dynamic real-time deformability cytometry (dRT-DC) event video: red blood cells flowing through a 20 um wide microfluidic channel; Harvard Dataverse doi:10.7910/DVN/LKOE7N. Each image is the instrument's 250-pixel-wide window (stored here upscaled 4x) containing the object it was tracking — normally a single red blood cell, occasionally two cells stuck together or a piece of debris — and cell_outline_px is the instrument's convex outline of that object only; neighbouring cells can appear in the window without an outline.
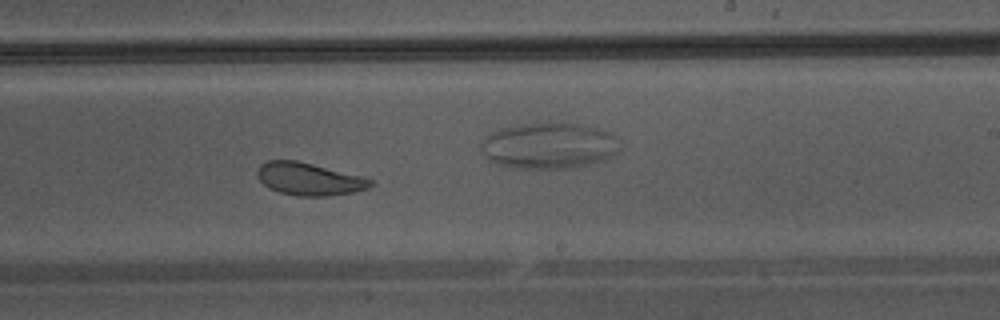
{"species": "Egyptian fruit bat (a non-hibernating species)", "species_latin": "Rousettus aegyptiacus", "temperature_condition": "warm", "stored_images_in_passage": 32, "camera_frame_rate_fps": 3000, "um_per_image_px": 0.085, "animal": {"sex": "male"}, "frame": {"image": 1, "passage_image": 14, "time_ms": 4.333, "image_size_px": [1000, 320], "cell_outline_px": [[372, 184], [368, 188], [352, 192], [328, 196], [296, 196], [280, 192], [264, 184], [256, 176], [256, 172], [260, 164], [268, 160], [296, 160], [360, 176], [372, 180]], "centroid_in_image_um": [26.22, 15.21], "position_along_channel_um": 262.8, "area_um2": 21.15}}